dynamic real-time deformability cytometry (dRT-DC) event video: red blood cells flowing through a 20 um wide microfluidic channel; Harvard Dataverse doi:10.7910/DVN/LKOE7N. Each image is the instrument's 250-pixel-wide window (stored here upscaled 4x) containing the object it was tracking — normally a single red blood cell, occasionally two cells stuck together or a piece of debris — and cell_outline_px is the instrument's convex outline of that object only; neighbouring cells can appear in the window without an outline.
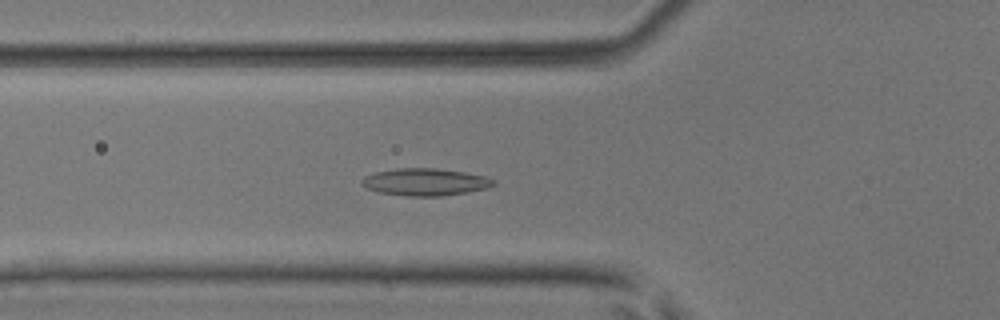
{"species": "common noctule bat (a hibernating species)", "species_latin": "Nyctalus noctula", "temperature_condition": "room temperature", "stored_images_in_passage": 34, "camera_frame_rate_fps": 3000, "um_per_image_px": 0.085, "animal": {"sex": "male", "body_mass_g": 17.9, "forearm_length_mm": 54.2}, "frame": {"image": 1, "passage_image": 2, "time_ms": 0.333, "image_size_px": [1000, 320], "cell_outline_px": [[496, 184], [488, 188], [468, 192], [440, 196], [404, 196], [380, 192], [368, 188], [360, 184], [360, 180], [364, 176], [376, 172], [396, 168], [436, 168], [464, 172], [484, 176], [496, 180]], "centroid_in_image_um": [36.15, 15.47], "position_along_channel_um": 89.7, "area_um2": 20.98}}
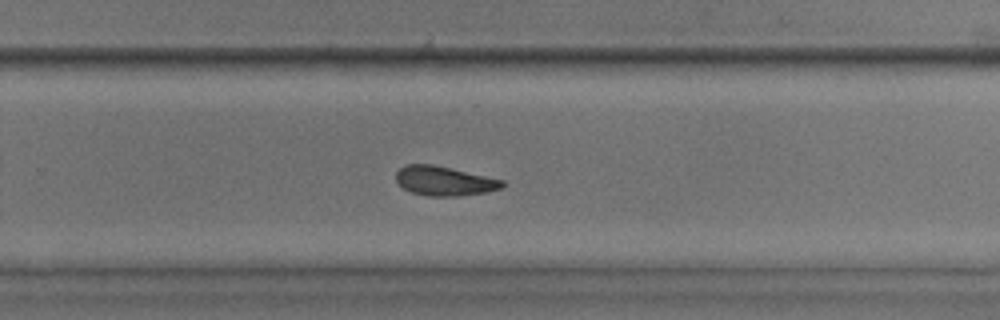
{"frame": {"image": 2, "passage_image": 17, "time_ms": 5.333, "image_size_px": [1000, 320], "cell_outline_px": [[504, 184], [500, 188], [484, 192], [460, 196], [428, 196], [412, 192], [404, 188], [396, 180], [396, 172], [404, 164], [432, 164], [504, 180]], "centroid_in_image_um": [37.73, 15.37], "position_along_channel_um": 292.1, "area_um2": 17.98}}
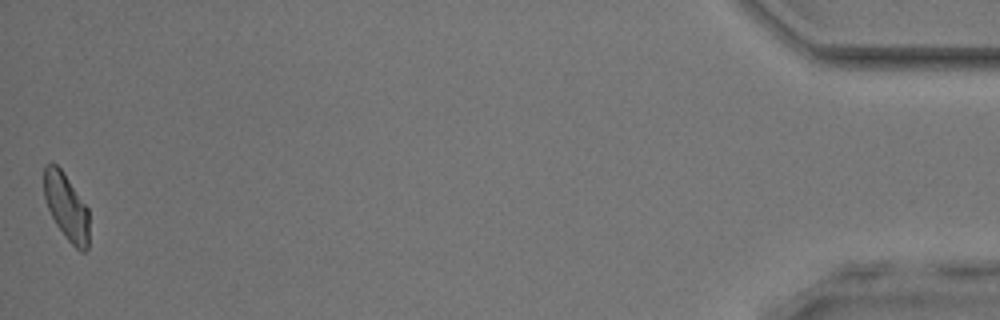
{"frame": {"image": 3, "passage_image": 34, "time_ms": 11.0, "image_size_px": [1000, 320], "cell_outline_px": [[88, 248], [84, 252], [80, 252], [68, 240], [56, 224], [48, 208], [44, 196], [44, 164], [56, 164], [60, 168], [88, 208]], "centroid_in_image_um": [5.64, 17.59], "position_along_channel_um": 429.6, "area_um2": 17.22}}